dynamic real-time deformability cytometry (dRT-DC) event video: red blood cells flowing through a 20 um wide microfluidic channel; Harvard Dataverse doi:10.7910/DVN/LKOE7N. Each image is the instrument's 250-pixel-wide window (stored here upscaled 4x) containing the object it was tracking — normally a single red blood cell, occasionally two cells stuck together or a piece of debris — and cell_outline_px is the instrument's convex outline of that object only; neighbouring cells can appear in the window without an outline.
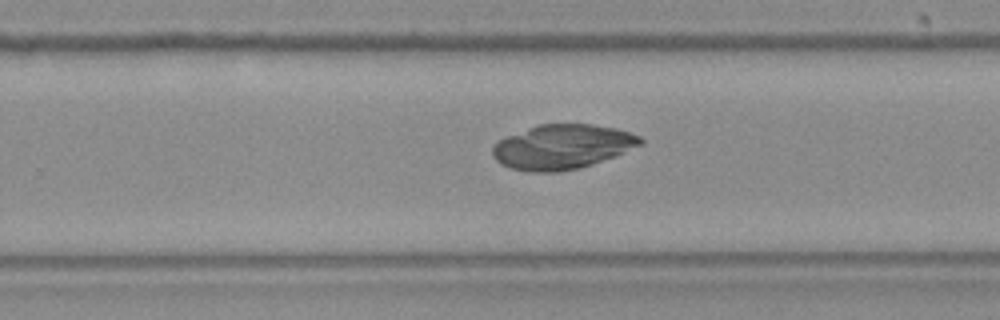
{"species": "Egyptian fruit bat (a non-hibernating species)", "species_latin": "Rousettus aegyptiacus", "temperature_condition": "room temperature", "stored_images_in_passage": 50, "camera_frame_rate_fps": 3000, "um_per_image_px": 0.085, "frame": {"image": 1, "passage_image": 32, "time_ms": 10.333, "image_size_px": [1000, 320], "cell_outline_px": [[644, 144], [616, 156], [580, 168], [556, 172], [528, 172], [512, 168], [500, 164], [492, 156], [492, 148], [500, 140], [508, 136], [536, 124], [592, 124], [616, 128], [640, 136], [644, 140]], "centroid_in_image_um": [47.82, 12.48], "position_along_channel_um": 282.0, "area_um2": 38.55}}
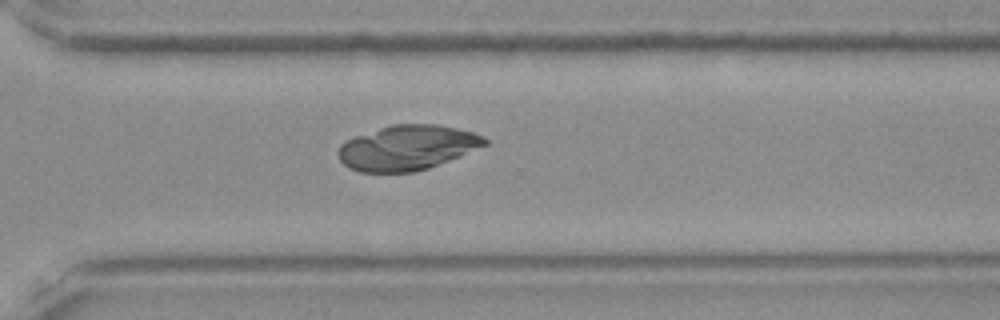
{"frame": {"image": 2, "passage_image": 36, "time_ms": 11.667, "image_size_px": [1000, 320], "cell_outline_px": [[488, 144], [460, 156], [428, 168], [412, 172], [360, 172], [348, 168], [340, 160], [336, 152], [340, 144], [356, 136], [392, 124], [436, 124], [456, 128], [472, 132], [484, 136], [488, 140]], "centroid_in_image_um": [34.61, 12.55], "position_along_channel_um": 336.0, "area_um2": 38.26}}
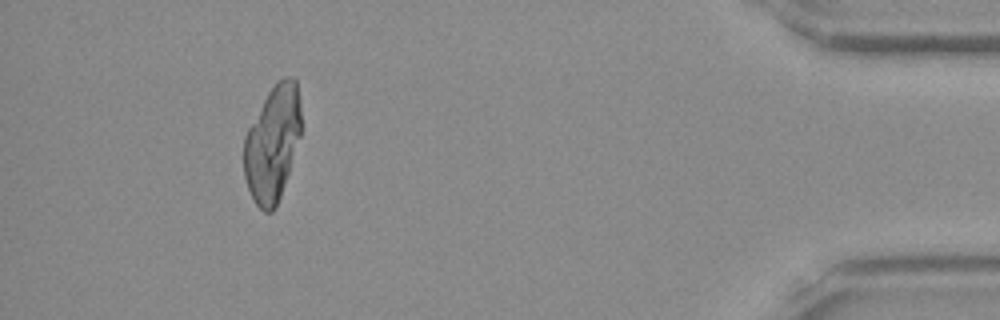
{"frame": {"image": 3, "passage_image": 46, "time_ms": 15.0, "image_size_px": [1000, 320], "cell_outline_px": [[300, 136], [276, 208], [272, 212], [264, 212], [256, 204], [248, 188], [244, 176], [244, 136], [248, 128], [268, 92], [276, 80], [284, 76], [292, 76], [296, 80], [300, 100]], "centroid_in_image_um": [23.16, 12.16], "position_along_channel_um": 412.0, "area_um2": 38.32}}